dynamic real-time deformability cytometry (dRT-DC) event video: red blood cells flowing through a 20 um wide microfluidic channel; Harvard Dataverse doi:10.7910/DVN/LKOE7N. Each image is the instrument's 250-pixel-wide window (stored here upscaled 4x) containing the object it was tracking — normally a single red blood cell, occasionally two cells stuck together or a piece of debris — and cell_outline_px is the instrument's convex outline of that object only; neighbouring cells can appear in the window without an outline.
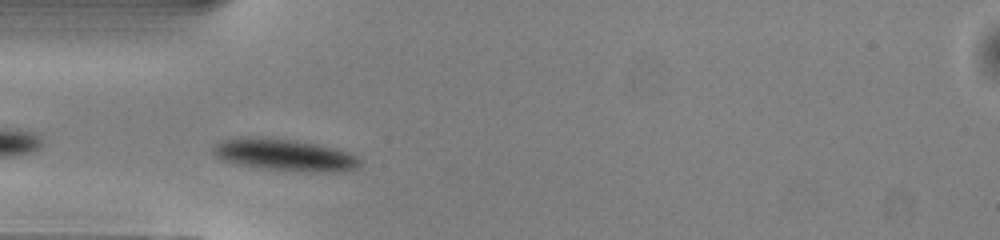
{"species": "common noctule bat (a hibernating species)", "species_latin": "Nyctalus noctula", "temperature_condition": "warm", "stored_images_in_passage": 31, "camera_frame_rate_fps": 3000, "um_per_image_px": 0.085, "animal": {"sex": "male", "body_mass_g": 13.0, "forearm_length_mm": 53.1}, "frame": {"image": 1, "passage_image": 2, "time_ms": 0.333, "image_size_px": [1000, 240], "cell_outline_px": [[360, 164], [356, 168], [344, 172], [304, 172], [260, 168], [236, 164], [220, 160], [212, 152], [212, 144], [220, 140], [240, 136], [252, 136], [296, 140], [316, 144], [348, 152], [356, 156], [360, 160]], "centroid_in_image_um": [24.11, 13.16], "position_along_channel_um": 60.9, "area_um2": 27.8}}
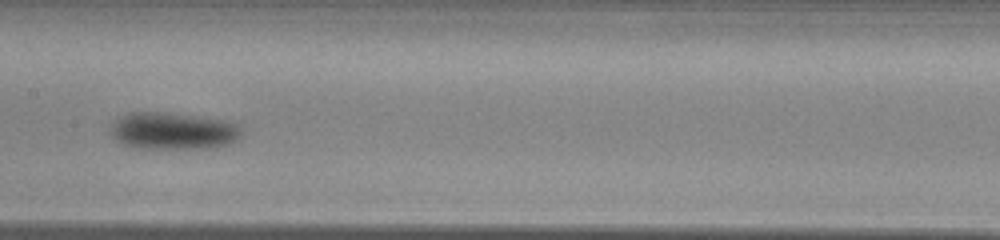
{"frame": {"image": 2, "passage_image": 12, "time_ms": 3.667, "image_size_px": [1000, 240], "cell_outline_px": [[240, 136], [236, 140], [228, 144], [212, 148], [144, 148], [124, 144], [116, 140], [112, 136], [112, 124], [120, 116], [128, 112], [168, 112], [224, 120], [236, 124], [240, 128]], "centroid_in_image_um": [14.71, 11.12], "position_along_channel_um": 192.7, "area_um2": 28.03}}
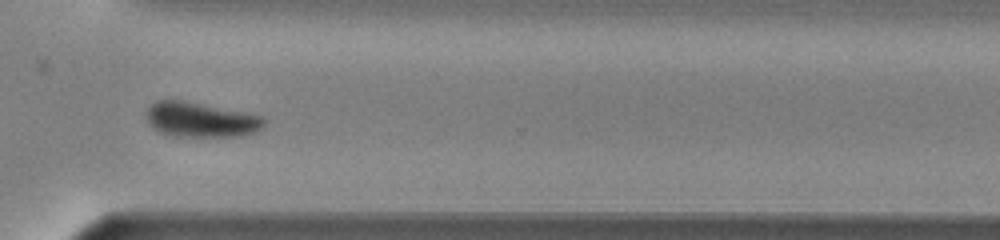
{"frame": {"image": 3, "passage_image": 24, "time_ms": 7.667, "image_size_px": [1000, 240], "cell_outline_px": [[264, 124], [256, 132], [240, 136], [168, 136], [152, 128], [148, 124], [148, 108], [156, 100], [184, 100], [248, 112], [260, 116], [264, 120]], "centroid_in_image_um": [17.05, 10.17], "position_along_channel_um": 353.5, "area_um2": 23.99}, "authors_computed_cell_mechanics": {"area_um2": 27.3394, "velocity_mm_per_s": 4.0165, "shape_relaxation_time_tau1_ms": 2.3706, "shape_relaxation_time_tau2_ms": null, "deformation_change_tau1": 0.1007, "deformation_change_tau2": null}}